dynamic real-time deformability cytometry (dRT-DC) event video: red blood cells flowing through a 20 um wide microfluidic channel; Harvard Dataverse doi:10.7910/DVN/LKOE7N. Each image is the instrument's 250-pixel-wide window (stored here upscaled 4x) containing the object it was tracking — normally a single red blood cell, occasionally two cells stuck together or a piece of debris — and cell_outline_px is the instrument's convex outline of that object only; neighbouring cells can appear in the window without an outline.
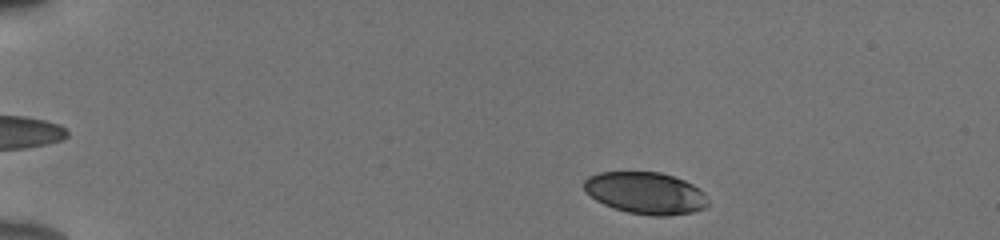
{"species": "human", "species_latin": "Homo sapiens", "temperature_condition": "cold", "stored_images_in_passage": 47, "camera_frame_rate_fps": 3000, "um_per_image_px": 0.085, "donor": {"sex": "male"}, "frame": {"image": 1, "passage_image": 3, "time_ms": 0.667, "image_size_px": [1000, 240], "cell_outline_px": [[708, 204], [704, 208], [692, 212], [668, 216], [652, 216], [628, 212], [612, 208], [596, 200], [584, 188], [584, 180], [588, 176], [600, 172], [660, 172], [684, 180], [700, 188], [704, 192], [708, 200]], "centroid_in_image_um": [54.89, 16.41], "position_along_channel_um": 30.1, "area_um2": 30.29}}
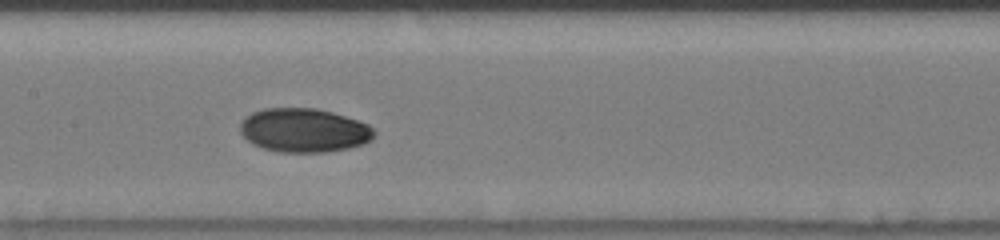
{"frame": {"image": 2, "passage_image": 22, "time_ms": 7.0, "image_size_px": [1000, 240], "cell_outline_px": [[376, 132], [372, 140], [364, 144], [348, 148], [324, 152], [280, 152], [264, 148], [252, 144], [240, 132], [240, 124], [252, 112], [264, 108], [316, 108], [332, 112], [368, 124]], "centroid_in_image_um": [25.85, 11.08], "position_along_channel_um": 181.5, "area_um2": 34.16}}
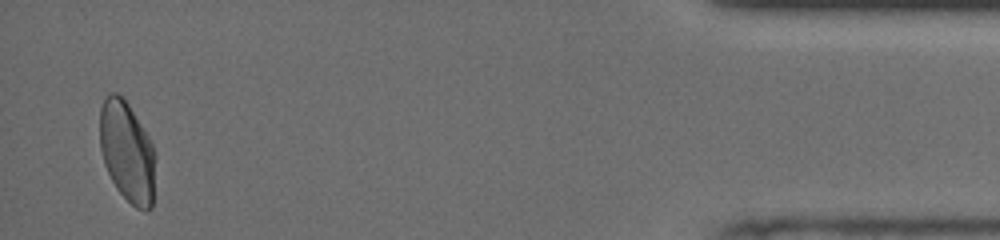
{"frame": {"image": 3, "passage_image": 46, "time_ms": 15.0, "image_size_px": [1000, 240], "cell_outline_px": [[156, 156], [152, 208], [144, 212], [136, 208], [116, 188], [104, 164], [100, 148], [100, 108], [104, 96], [108, 92], [116, 92], [128, 104], [148, 136], [156, 152]], "centroid_in_image_um": [10.81, 12.91], "position_along_channel_um": 424.4, "area_um2": 32.77}, "authors_computed_cell_mechanics": {"area_um2": 32.5414, "velocity_mm_per_s": 3.8527, "shape_relaxation_time_tau1_ms": 4.716, "shape_relaxation_time_tau2_ms": 1.8454, "deformation_change_tau1": 0.1269, "deformation_change_tau2": 0.0307}}